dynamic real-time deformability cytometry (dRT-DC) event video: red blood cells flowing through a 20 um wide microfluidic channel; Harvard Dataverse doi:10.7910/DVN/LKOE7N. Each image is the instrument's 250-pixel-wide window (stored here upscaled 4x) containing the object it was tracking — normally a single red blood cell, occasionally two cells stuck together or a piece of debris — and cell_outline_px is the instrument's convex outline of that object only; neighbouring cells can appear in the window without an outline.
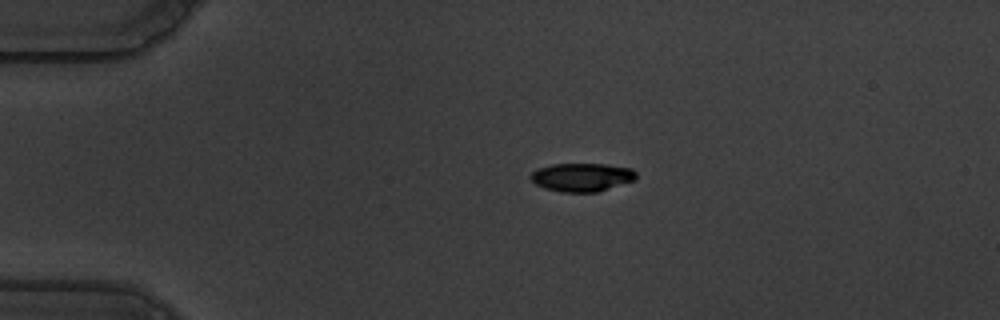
{"species": "common noctule bat (a hibernating species)", "species_latin": "Nyctalus noctula", "temperature_condition": "warm", "stored_images_in_passage": 51, "camera_frame_rate_fps": 3000, "um_per_image_px": 0.085, "animal": {"sex": "male", "body_mass_g": 19.5, "forearm_length_mm": 54.6}, "frame": {"image": 1, "passage_image": 6, "time_ms": 1.667, "image_size_px": [1000, 320], "cell_outline_px": [[636, 180], [596, 192], [564, 192], [544, 188], [536, 184], [528, 176], [536, 168], [552, 164], [608, 164], [632, 168], [636, 172]], "centroid_in_image_um": [49.46, 15.05], "position_along_channel_um": 35.5, "area_um2": 17.57}}
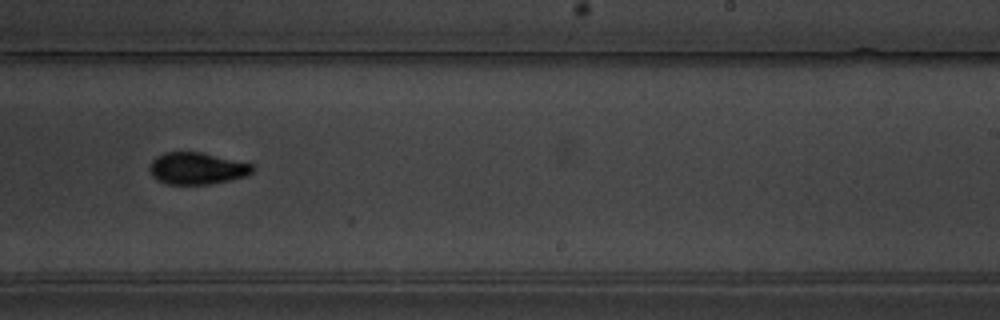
{"frame": {"image": 2, "passage_image": 30, "time_ms": 9.667, "image_size_px": [1000, 320], "cell_outline_px": [[256, 168], [248, 176], [208, 184], [168, 184], [156, 180], [152, 176], [148, 168], [152, 160], [156, 156], [164, 152], [200, 152], [252, 164]], "centroid_in_image_um": [16.72, 14.31], "position_along_channel_um": 272.3, "area_um2": 19.13}}
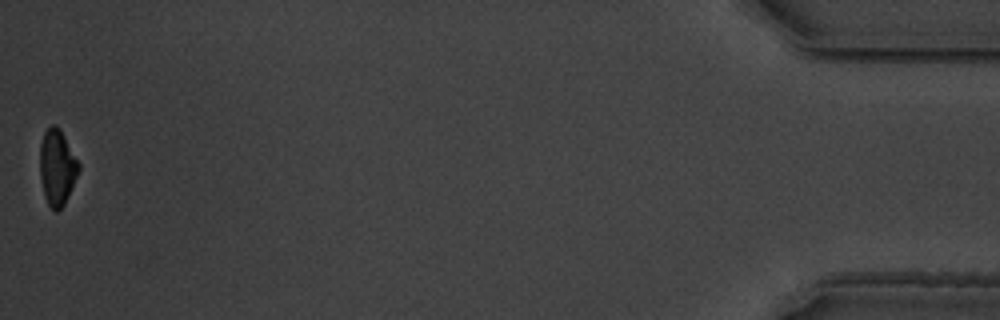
{"frame": {"image": 3, "passage_image": 51, "time_ms": 16.667, "image_size_px": [1000, 320], "cell_outline_px": [[80, 168], [64, 204], [56, 212], [48, 204], [44, 196], [40, 176], [40, 144], [44, 132], [52, 124], [56, 124], [60, 128], [80, 164]], "centroid_in_image_um": [4.84, 14.19], "position_along_channel_um": 430.4, "area_um2": 16.99}, "authors_computed_cell_mechanics": {"area_um2": 18.5538, "velocity_mm_per_s": 3.5363, "shape_relaxation_time_tau1_ms": 2.6794, "shape_relaxation_time_tau2_ms": 2.3525, "deformation_change_tau1": 0.1373, "deformation_change_tau2": 0.0756}}